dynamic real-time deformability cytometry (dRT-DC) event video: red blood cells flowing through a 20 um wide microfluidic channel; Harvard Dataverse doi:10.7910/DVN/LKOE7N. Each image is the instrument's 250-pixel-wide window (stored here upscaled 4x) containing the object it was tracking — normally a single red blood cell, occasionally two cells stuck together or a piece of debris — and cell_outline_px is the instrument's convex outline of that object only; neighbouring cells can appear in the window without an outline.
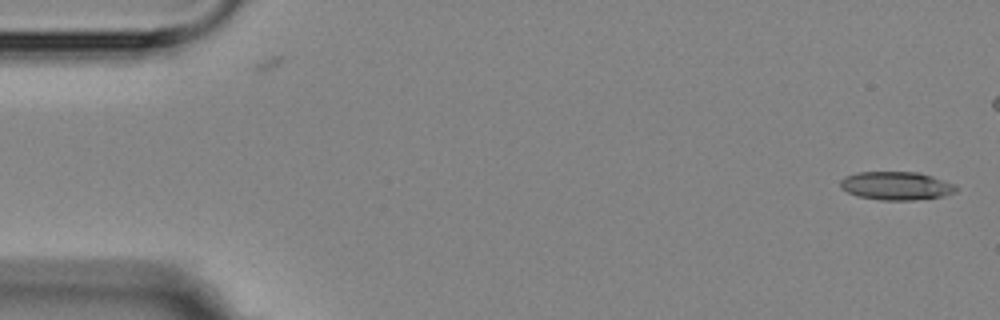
{"species": "Egyptian fruit bat (a non-hibernating species)", "species_latin": "Rousettus aegyptiacus", "temperature_condition": "room temperature", "stored_images_in_passage": 2, "segment_of_instrument_passage": [2, 2], "camera_frame_rate_fps": 3000, "um_per_image_px": 0.085, "animal": {"sex": "female"}, "frame": {"image": 1, "passage_image": 2, "time_ms": 1.333, "image_size_px": [1000, 320], "cell_outline_px": [[956, 192], [944, 196], [912, 200], [880, 200], [860, 196], [848, 192], [840, 188], [840, 180], [844, 176], [856, 172], [920, 172], [932, 176], [952, 184], [956, 188]], "centroid_in_image_um": [76.14, 15.78], "position_along_channel_um": 8.9, "area_um2": 19.02}}